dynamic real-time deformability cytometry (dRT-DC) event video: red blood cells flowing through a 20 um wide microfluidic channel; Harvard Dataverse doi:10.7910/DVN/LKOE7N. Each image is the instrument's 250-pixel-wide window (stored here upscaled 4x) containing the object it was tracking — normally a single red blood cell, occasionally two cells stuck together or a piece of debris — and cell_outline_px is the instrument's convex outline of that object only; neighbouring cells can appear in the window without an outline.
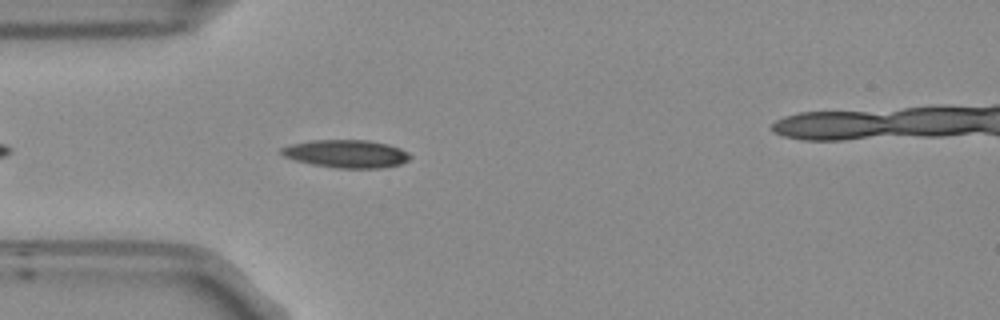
{"species": "Egyptian fruit bat (a non-hibernating species)", "species_latin": "Rousettus aegyptiacus", "temperature_condition": "room temperature", "stored_images_in_passage": 31, "camera_frame_rate_fps": 3000, "um_per_image_px": 0.085, "frame": {"image": 1, "passage_image": 5, "time_ms": 1.333, "image_size_px": [1000, 320], "cell_outline_px": [[412, 156], [408, 160], [400, 164], [380, 168], [336, 168], [312, 164], [296, 160], [284, 156], [280, 152], [280, 148], [292, 144], [312, 140], [368, 140], [388, 144], [400, 148], [408, 152]], "centroid_in_image_um": [29.46, 13.07], "position_along_channel_um": 55.5, "area_um2": 20.87}}
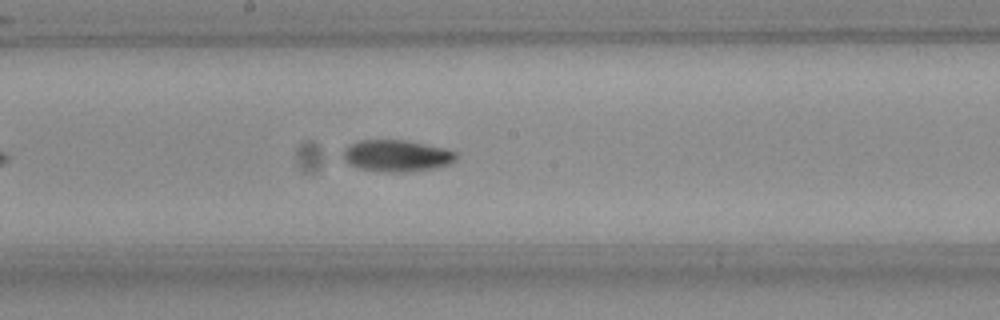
{"frame": {"image": 2, "passage_image": 18, "time_ms": 5.667, "image_size_px": [1000, 320], "cell_outline_px": [[456, 160], [448, 164], [432, 168], [404, 172], [384, 172], [360, 168], [344, 160], [340, 156], [344, 148], [360, 140], [404, 140], [444, 148], [456, 152]], "centroid_in_image_um": [33.68, 13.23], "position_along_channel_um": 214.5, "area_um2": 20.63}}
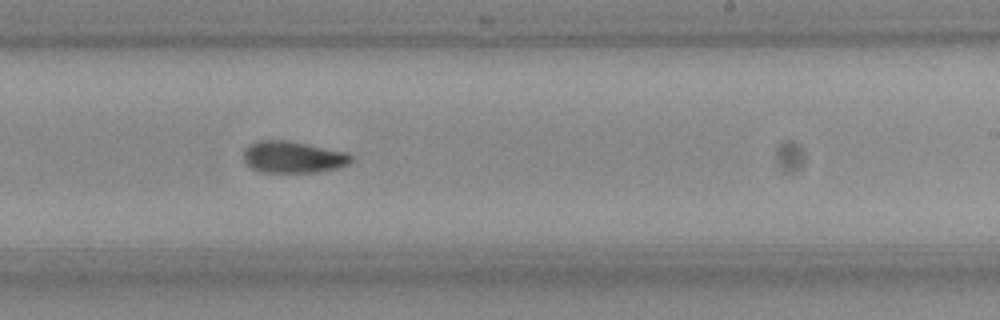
{"frame": {"image": 3, "passage_image": 22, "time_ms": 7.0, "image_size_px": [1000, 320], "cell_outline_px": [[352, 160], [348, 164], [336, 168], [316, 172], [264, 172], [252, 168], [244, 160], [244, 148], [248, 144], [256, 140], [288, 140], [348, 152], [352, 156]], "centroid_in_image_um": [24.9, 13.33], "position_along_channel_um": 264.1, "area_um2": 19.94}}